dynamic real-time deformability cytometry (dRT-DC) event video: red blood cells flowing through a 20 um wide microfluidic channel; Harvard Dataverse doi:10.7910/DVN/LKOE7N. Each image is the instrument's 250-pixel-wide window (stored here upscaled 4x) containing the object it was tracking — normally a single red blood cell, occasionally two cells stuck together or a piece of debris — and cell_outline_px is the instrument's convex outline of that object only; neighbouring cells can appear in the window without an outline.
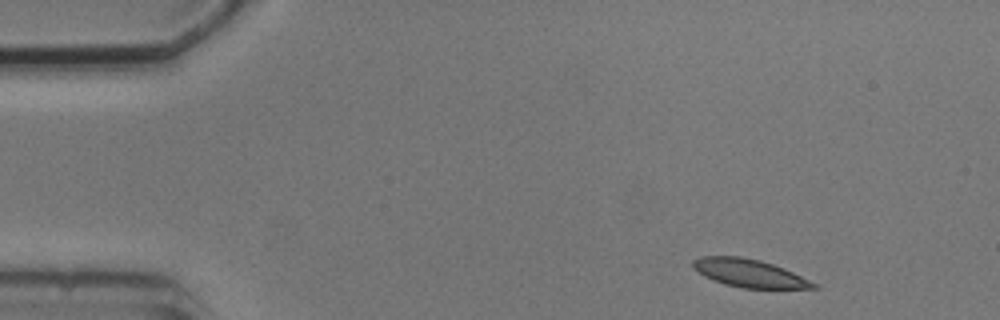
{"species": "common noctule bat (a hibernating species)", "species_latin": "Nyctalus noctula", "temperature_condition": "cold", "stored_images_in_passage": 3, "camera_frame_rate_fps": 3000, "um_per_image_px": 0.085, "animal": {"sex": "male", "body_mass_g": 20.5, "forearm_length_mm": 52.5}, "frame": {"image": 1, "passage_image": 1, "time_ms": 0.0, "image_size_px": [1000, 320], "cell_outline_px": [[820, 288], [744, 288], [724, 284], [712, 280], [704, 276], [692, 268], [692, 260], [700, 256], [740, 256], [760, 260], [784, 268], [816, 284]], "centroid_in_image_um": [63.62, 23.21], "position_along_channel_um": 21.4, "area_um2": 19.54}}